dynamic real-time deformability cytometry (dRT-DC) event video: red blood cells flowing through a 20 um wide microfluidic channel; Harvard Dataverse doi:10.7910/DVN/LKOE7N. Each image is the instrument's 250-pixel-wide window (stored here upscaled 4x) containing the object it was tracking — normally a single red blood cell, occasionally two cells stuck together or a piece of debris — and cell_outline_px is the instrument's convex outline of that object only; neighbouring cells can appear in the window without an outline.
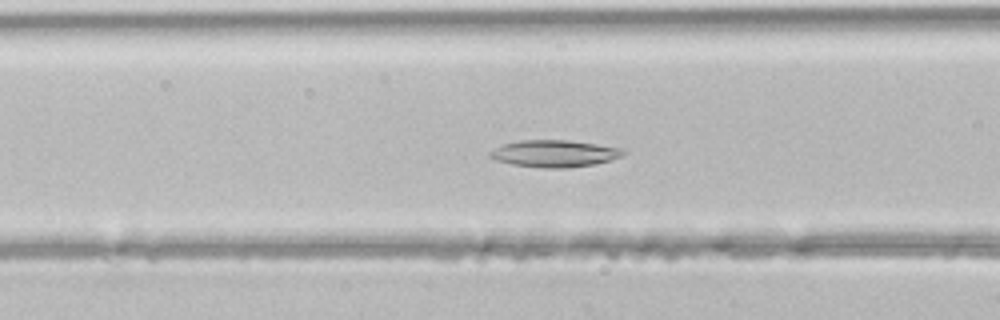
{"species": "common noctule bat (a hibernating species)", "species_latin": "Nyctalus noctula", "temperature_condition": "room temperature", "stored_images_in_passage": 46, "camera_frame_rate_fps": 3000, "um_per_image_px": 0.085, "animal": {"sex": "male", "body_mass_g": 21.5, "forearm_length_mm": 52.0}, "frame": {"image": 1, "passage_image": 18, "time_ms": 5.667, "image_size_px": [1000, 320], "cell_outline_px": [[628, 152], [624, 156], [596, 164], [564, 168], [544, 168], [512, 164], [496, 160], [488, 156], [488, 152], [504, 144], [520, 140], [568, 140], [624, 148]], "centroid_in_image_um": [47.18, 13.05], "position_along_channel_um": 119.4, "area_um2": 21.04}}
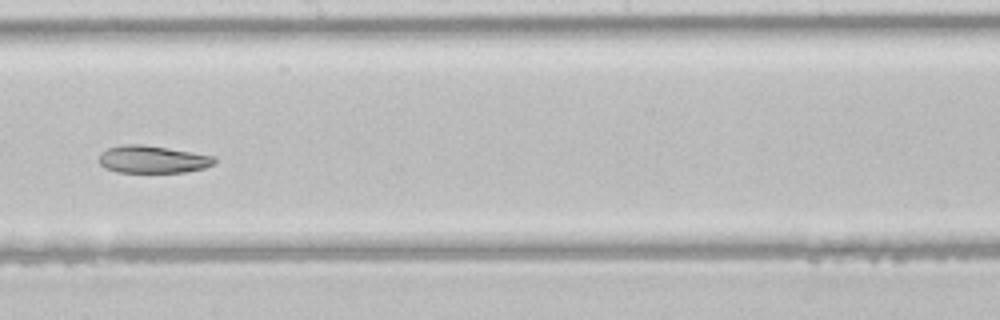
{"frame": {"image": 2, "passage_image": 26, "time_ms": 8.333, "image_size_px": [1000, 320], "cell_outline_px": [[216, 160], [212, 164], [204, 168], [184, 172], [116, 172], [104, 168], [100, 164], [100, 152], [108, 148], [124, 144], [140, 144], [168, 148], [216, 156]], "centroid_in_image_um": [12.95, 13.54], "position_along_channel_um": 235.2, "area_um2": 18.44}}
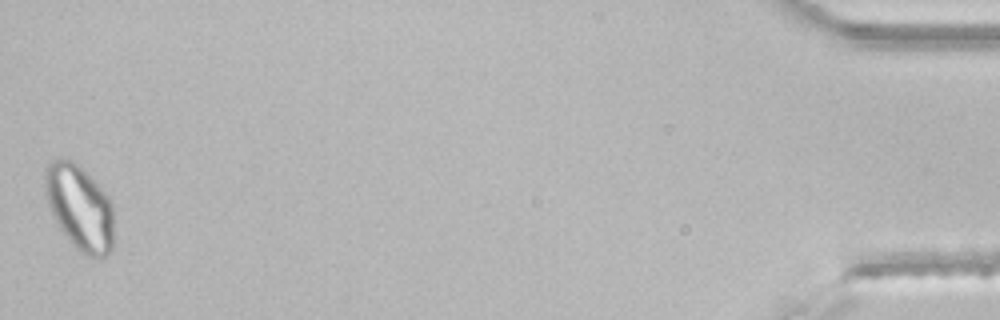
{"frame": {"image": 3, "passage_image": 46, "time_ms": 15.0, "image_size_px": [1000, 320], "cell_outline_px": [[112, 248], [108, 256], [100, 260], [96, 260], [80, 252], [68, 240], [60, 228], [48, 204], [44, 184], [44, 176], [48, 164], [52, 160], [72, 160], [112, 200]], "centroid_in_image_um": [6.78, 17.71], "position_along_channel_um": 428.4, "area_um2": 33.76}}